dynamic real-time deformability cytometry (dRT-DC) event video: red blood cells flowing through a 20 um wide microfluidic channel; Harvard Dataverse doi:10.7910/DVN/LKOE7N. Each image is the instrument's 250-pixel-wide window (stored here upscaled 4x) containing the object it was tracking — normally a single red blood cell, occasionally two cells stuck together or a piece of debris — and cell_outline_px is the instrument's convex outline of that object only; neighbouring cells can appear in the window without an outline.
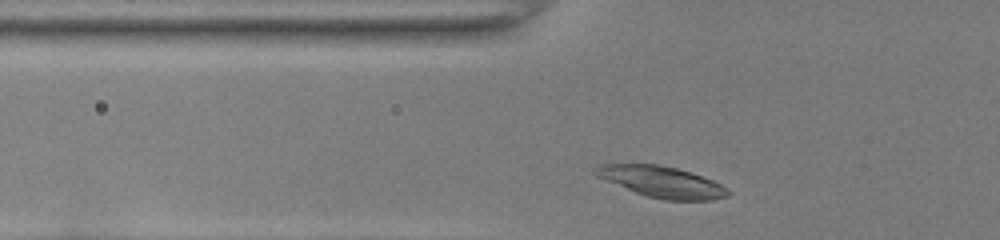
{"species": "common noctule bat (a hibernating species)", "species_latin": "Nyctalus noctula", "temperature_condition": "room temperature", "stored_images_in_passage": 30, "camera_frame_rate_fps": 3000, "um_per_image_px": 0.085, "animal": {"sex": "female", "body_mass_g": 22.0, "forearm_length_mm": 56.7}, "frame": {"image": 1, "passage_image": 3, "time_ms": 0.667, "image_size_px": [1000, 240], "cell_outline_px": [[728, 196], [712, 200], [664, 200], [648, 196], [636, 192], [596, 176], [592, 172], [592, 168], [604, 164], [656, 164], [676, 168], [712, 180], [728, 188]], "centroid_in_image_um": [56.23, 15.45], "position_along_channel_um": 69.6, "area_um2": 23.64}}
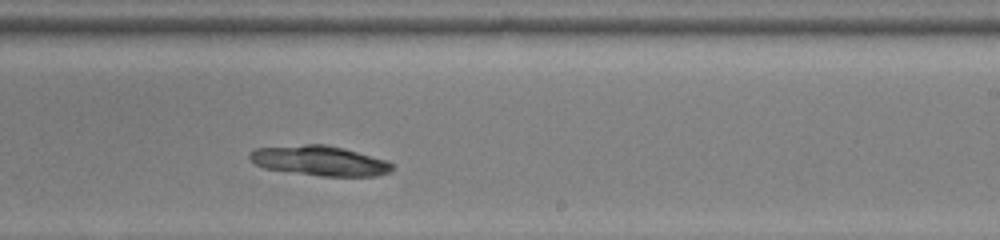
{"frame": {"image": 2, "passage_image": 18, "time_ms": 5.667, "image_size_px": [1000, 240], "cell_outline_px": [[392, 168], [388, 172], [376, 176], [320, 176], [264, 168], [256, 164], [248, 156], [256, 148], [304, 144], [324, 144], [344, 148], [388, 160], [392, 164]], "centroid_in_image_um": [27.19, 13.66], "position_along_channel_um": 261.8, "area_um2": 24.68}}
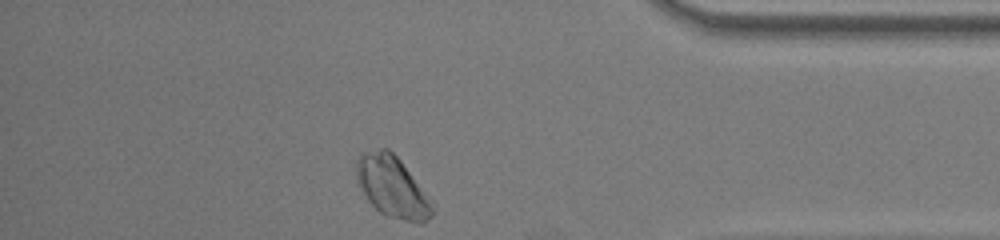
{"frame": {"image": 3, "passage_image": 30, "time_ms": 9.667, "image_size_px": [1000, 240], "cell_outline_px": [[432, 216], [428, 220], [420, 224], [384, 216], [368, 200], [360, 184], [356, 172], [356, 160], [360, 156], [380, 148], [388, 148], [400, 160], [432, 200]], "centroid_in_image_um": [33.38, 15.92], "position_along_channel_um": 401.8, "area_um2": 26.59}}